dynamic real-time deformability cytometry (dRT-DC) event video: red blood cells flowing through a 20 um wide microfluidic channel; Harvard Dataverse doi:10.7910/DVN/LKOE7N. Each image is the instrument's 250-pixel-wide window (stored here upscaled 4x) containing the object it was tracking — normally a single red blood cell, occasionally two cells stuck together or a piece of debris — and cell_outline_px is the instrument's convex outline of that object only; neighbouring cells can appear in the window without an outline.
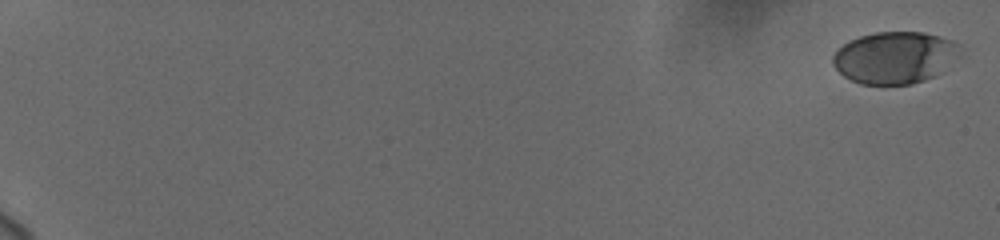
{"species": "human", "species_latin": "Homo sapiens", "temperature_condition": "cold", "stored_images_in_passage": 8, "camera_frame_rate_fps": 3000, "um_per_image_px": 0.085, "donor": {"sex": "female"}, "frame": {"image": 1, "passage_image": 1, "time_ms": 0.0, "image_size_px": [1000, 240], "cell_outline_px": [[960, 56], [936, 76], [912, 84], [860, 84], [844, 76], [832, 64], [832, 56], [848, 40], [860, 36], [876, 32], [924, 32], [940, 36], [952, 40], [960, 44]], "centroid_in_image_um": [76.09, 4.89], "position_along_channel_um": 8.9, "area_um2": 38.67}}
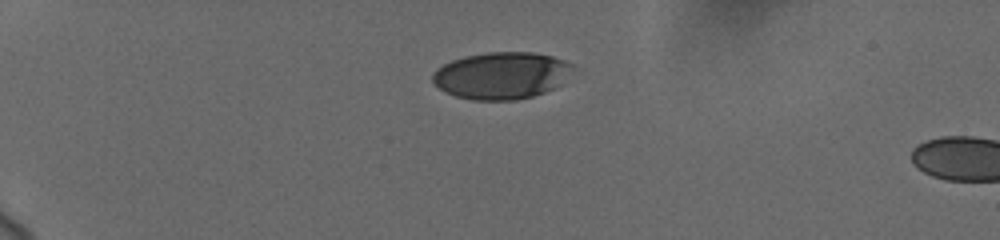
{"frame": {"image": 2, "passage_image": 6, "time_ms": 5.333, "image_size_px": [1000, 240], "cell_outline_px": [[572, 64], [560, 84], [556, 88], [532, 96], [516, 100], [472, 100], [456, 96], [444, 92], [432, 80], [432, 72], [436, 68], [452, 60], [464, 56], [488, 52], [532, 52], [552, 56], [564, 60]], "centroid_in_image_um": [42.56, 6.42], "position_along_channel_um": 42.4, "area_um2": 38.15}}